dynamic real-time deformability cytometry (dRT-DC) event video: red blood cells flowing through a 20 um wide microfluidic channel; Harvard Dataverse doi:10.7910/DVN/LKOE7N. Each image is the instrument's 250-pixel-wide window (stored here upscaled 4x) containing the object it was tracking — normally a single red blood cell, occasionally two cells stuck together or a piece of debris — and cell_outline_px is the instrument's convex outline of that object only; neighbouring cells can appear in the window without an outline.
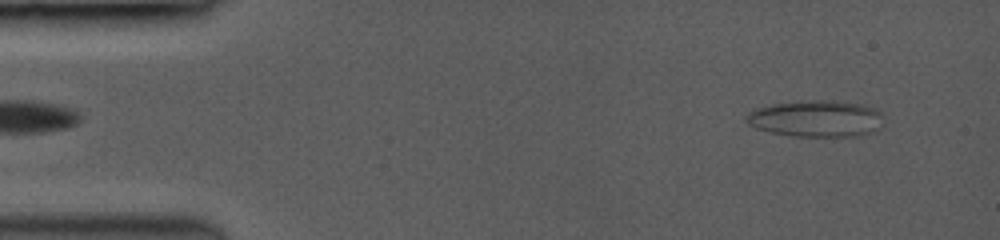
{"species": "common noctule bat (a hibernating species)", "species_latin": "Nyctalus noctula", "temperature_condition": "room temperature", "stored_images_in_passage": 56, "camera_frame_rate_fps": 3500, "um_per_image_px": 0.085, "animal": {"sex": "female", "body_mass_g": 19.0, "forearm_length_mm": 53.3}, "frame": {"image": 1, "passage_image": 4, "time_ms": 0.857, "image_size_px": [1000, 240], "cell_outline_px": [[880, 128], [872, 132], [856, 136], [792, 136], [772, 132], [756, 128], [748, 124], [744, 120], [744, 116], [752, 108], [772, 104], [808, 100], [832, 100], [864, 104], [880, 112]], "centroid_in_image_um": [69.3, 10.07], "position_along_channel_um": 15.7, "area_um2": 29.36}}
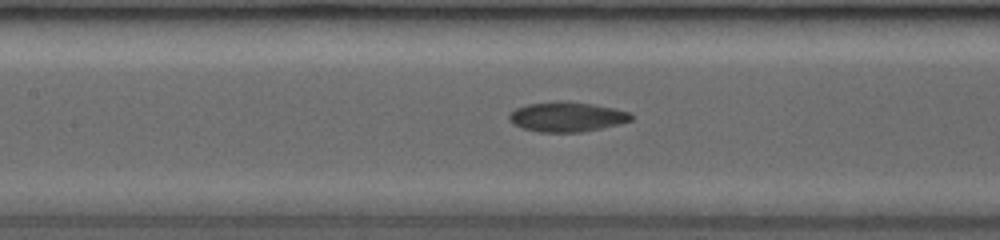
{"frame": {"image": 2, "passage_image": 26, "time_ms": 7.143, "image_size_px": [1000, 240], "cell_outline_px": [[632, 120], [600, 128], [580, 132], [540, 132], [520, 128], [512, 124], [508, 120], [508, 116], [516, 108], [528, 104], [588, 104], [612, 108], [628, 112], [632, 116]], "centroid_in_image_um": [48.13, 9.99], "position_along_channel_um": 159.3, "area_um2": 20.06}}
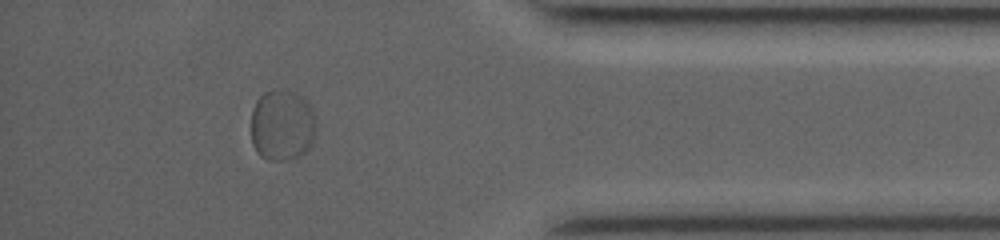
{"frame": {"image": 3, "passage_image": 50, "time_ms": 14.0, "image_size_px": [1000, 240], "cell_outline_px": [[316, 136], [308, 148], [304, 152], [296, 156], [284, 160], [268, 160], [260, 156], [256, 152], [252, 144], [252, 108], [256, 100], [264, 92], [272, 88], [284, 88], [296, 92], [312, 108], [316, 116]], "centroid_in_image_um": [23.98, 10.6], "position_along_channel_um": 411.2, "area_um2": 27.51}, "authors_computed_cell_mechanics": {"area_um2": 22.3975, "velocity_mm_per_s": 3.9217, "shape_relaxation_time_tau1_ms": 6.7585, "shape_relaxation_time_tau2_ms": null, "deformation_change_tau1": 0.1316, "deformation_change_tau2": null}}